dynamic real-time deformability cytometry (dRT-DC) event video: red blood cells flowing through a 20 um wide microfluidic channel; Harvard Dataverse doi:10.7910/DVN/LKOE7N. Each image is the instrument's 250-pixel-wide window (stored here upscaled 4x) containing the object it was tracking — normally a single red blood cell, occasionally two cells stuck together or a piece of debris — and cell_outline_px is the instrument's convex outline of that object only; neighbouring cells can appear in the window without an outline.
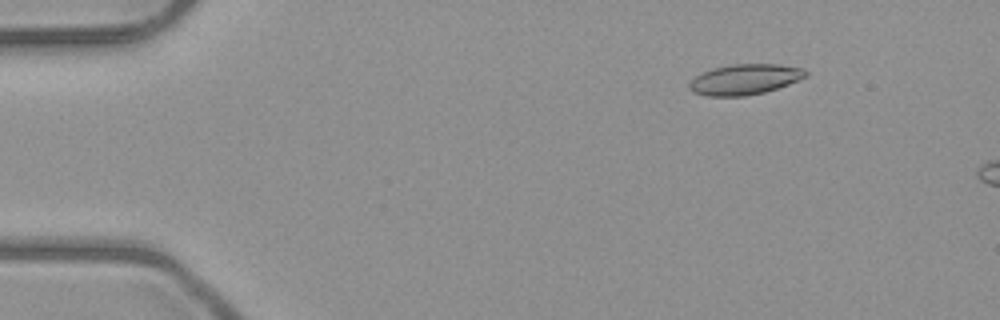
{"species": "common noctule bat (a hibernating species)", "species_latin": "Nyctalus noctula", "temperature_condition": "room temperature", "stored_images_in_passage": 5, "camera_frame_rate_fps": 3000, "um_per_image_px": 0.085, "animal": {"sex": "male", "body_mass_g": 23.1, "forearm_length_mm": 52.7}, "frame": {"image": 1, "passage_image": 2, "time_ms": 1.333, "image_size_px": [1000, 320], "cell_outline_px": [[808, 76], [788, 84], [764, 92], [744, 96], [708, 96], [692, 92], [688, 88], [688, 84], [700, 72], [712, 68], [732, 64], [780, 64], [804, 68], [808, 72]], "centroid_in_image_um": [63.3, 6.74], "position_along_channel_um": 21.7, "area_um2": 20.81}}